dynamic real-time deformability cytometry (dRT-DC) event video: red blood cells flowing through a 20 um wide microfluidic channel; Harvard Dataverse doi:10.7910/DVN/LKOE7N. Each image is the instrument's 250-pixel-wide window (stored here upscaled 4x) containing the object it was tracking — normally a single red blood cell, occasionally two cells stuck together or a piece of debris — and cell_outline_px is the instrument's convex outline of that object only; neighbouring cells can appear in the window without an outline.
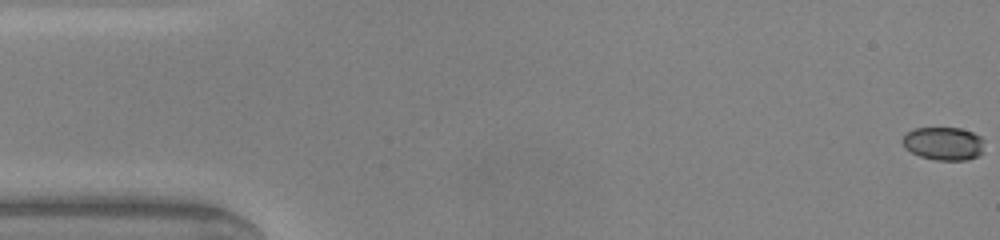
{"species": "common noctule bat (a hibernating species)", "species_latin": "Nyctalus noctula", "temperature_condition": "warm", "stored_images_in_passage": 49, "camera_frame_rate_fps": 3000, "um_per_image_px": 0.085, "animal": {"sex": "male", "body_mass_g": 20.0, "forearm_length_mm": 53.3}, "frame": {"image": 1, "passage_image": 1, "time_ms": 0.0, "image_size_px": [1000, 240], "cell_outline_px": [[984, 152], [980, 156], [968, 160], [936, 160], [920, 156], [904, 148], [900, 140], [908, 132], [916, 128], [960, 128], [972, 132], [980, 136], [984, 140]], "centroid_in_image_um": [80.24, 12.21], "position_along_channel_um": 4.8, "area_um2": 16.07}}
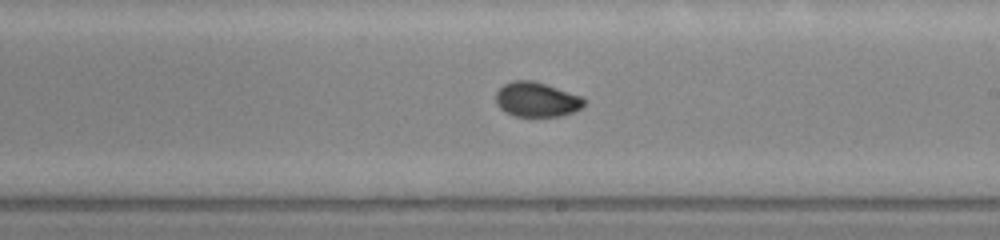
{"frame": {"image": 2, "passage_image": 28, "time_ms": 9.0, "image_size_px": [1000, 240], "cell_outline_px": [[588, 100], [580, 108], [572, 112], [560, 116], [516, 116], [504, 112], [496, 104], [496, 92], [504, 84], [512, 80], [532, 80], [580, 96]], "centroid_in_image_um": [45.58, 8.46], "position_along_channel_um": 243.4, "area_um2": 17.69}}
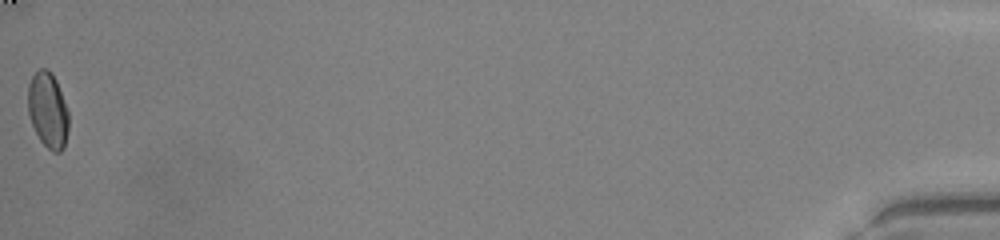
{"frame": {"image": 3, "passage_image": 49, "time_ms": 16.0, "image_size_px": [1000, 240], "cell_outline_px": [[68, 128], [64, 148], [60, 152], [52, 152], [40, 140], [32, 124], [28, 112], [28, 84], [32, 76], [40, 68], [48, 68], [52, 72], [56, 80], [68, 112]], "centroid_in_image_um": [4.07, 9.35], "position_along_channel_um": 431.1, "area_um2": 17.86}, "authors_computed_cell_mechanics": {"area_um2": 17.3978, "velocity_mm_per_s": 4.2134, "shape_relaxation_time_tau1_ms": 6.43, "shape_relaxation_time_tau2_ms": 0.9635, "deformation_change_tau1": 0.1813, "deformation_change_tau2": 0.0365}}